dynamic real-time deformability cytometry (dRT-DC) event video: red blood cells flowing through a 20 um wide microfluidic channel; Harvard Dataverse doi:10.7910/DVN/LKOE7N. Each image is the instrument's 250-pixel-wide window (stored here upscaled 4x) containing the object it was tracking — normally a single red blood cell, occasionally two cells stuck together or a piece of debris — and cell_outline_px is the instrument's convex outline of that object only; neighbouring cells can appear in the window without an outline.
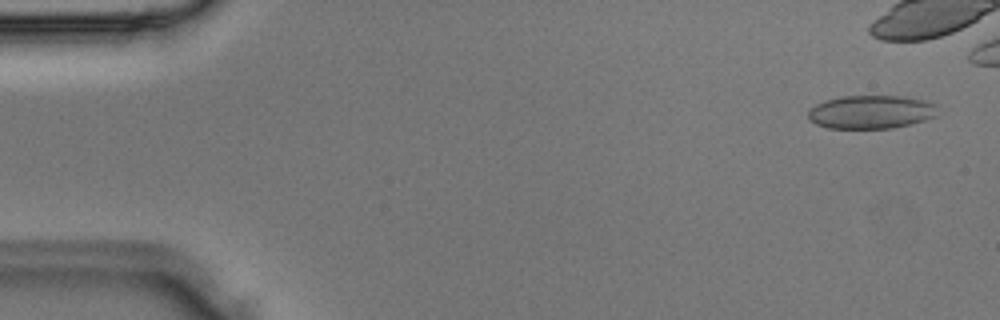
{"species": "Egyptian fruit bat (a non-hibernating species)", "species_latin": "Rousettus aegyptiacus", "temperature_condition": "room temperature", "stored_images_in_passage": 4, "camera_frame_rate_fps": 3000, "um_per_image_px": 0.085, "animal": {"sex": "male"}, "frame": {"image": 1, "passage_image": 1, "time_ms": 0.0, "image_size_px": [1000, 320], "cell_outline_px": [[936, 116], [912, 124], [892, 128], [828, 128], [816, 124], [808, 120], [808, 108], [824, 100], [844, 96], [900, 96], [924, 100], [936, 104]], "centroid_in_image_um": [74.0, 9.52], "position_along_channel_um": 11.0, "area_um2": 25.32}}